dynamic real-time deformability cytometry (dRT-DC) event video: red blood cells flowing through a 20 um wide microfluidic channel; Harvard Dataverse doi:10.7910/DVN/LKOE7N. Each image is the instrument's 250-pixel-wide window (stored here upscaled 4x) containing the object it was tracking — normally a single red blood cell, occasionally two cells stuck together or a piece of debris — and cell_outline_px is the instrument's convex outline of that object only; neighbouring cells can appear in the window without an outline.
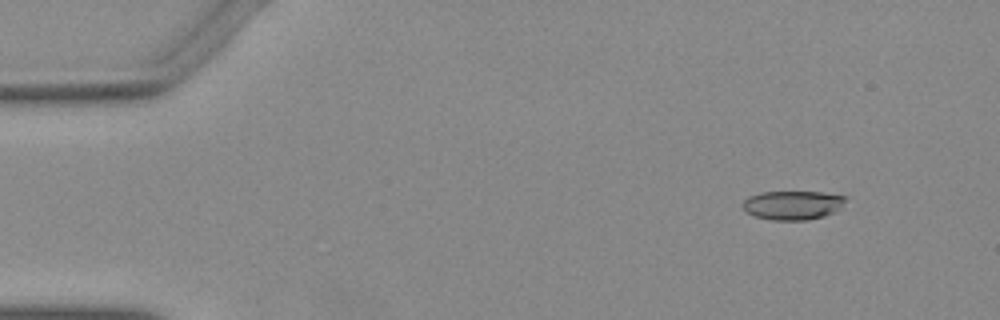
{"species": "Egyptian fruit bat (a non-hibernating species)", "species_latin": "Rousettus aegyptiacus", "temperature_condition": "warm", "stored_images_in_passage": 48, "camera_frame_rate_fps": 3000, "um_per_image_px": 0.085, "animal": {"sex": "female"}, "frame": {"image": 1, "passage_image": 1, "time_ms": 0.0, "image_size_px": [1000, 320], "cell_outline_px": [[848, 196], [840, 208], [824, 216], [808, 220], [772, 220], [756, 216], [744, 212], [740, 204], [748, 196], [760, 192], [820, 192]], "centroid_in_image_um": [67.33, 17.43], "position_along_channel_um": 17.7, "area_um2": 17.51}}
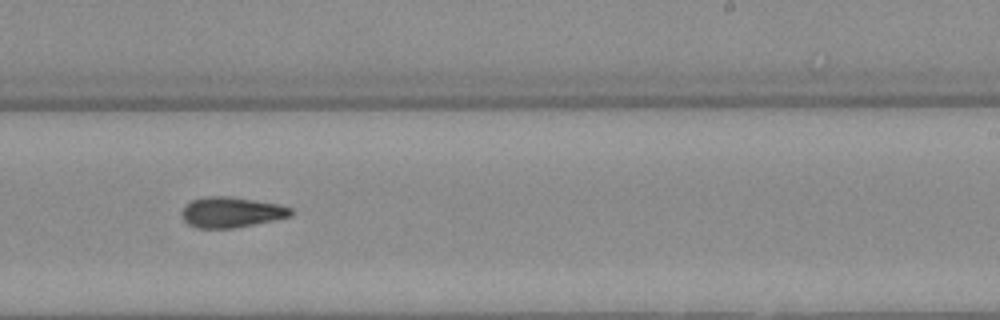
{"frame": {"image": 2, "passage_image": 28, "time_ms": 9.0, "image_size_px": [1000, 320], "cell_outline_px": [[292, 216], [232, 228], [196, 228], [188, 224], [184, 220], [180, 212], [192, 200], [208, 196], [228, 196], [280, 204], [292, 208]], "centroid_in_image_um": [19.66, 18.04], "position_along_channel_um": 269.3, "area_um2": 19.19}}
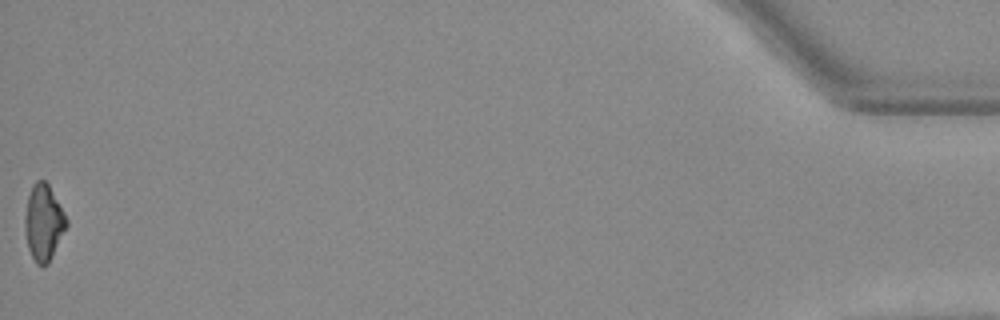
{"frame": {"image": 3, "passage_image": 48, "time_ms": 15.667, "image_size_px": [1000, 320], "cell_outline_px": [[68, 224], [48, 264], [36, 264], [28, 248], [24, 224], [24, 216], [28, 196], [32, 184], [36, 180], [44, 180], [48, 184], [64, 212], [68, 220]], "centroid_in_image_um": [3.7, 18.89], "position_along_channel_um": 431.5, "area_um2": 18.26}}